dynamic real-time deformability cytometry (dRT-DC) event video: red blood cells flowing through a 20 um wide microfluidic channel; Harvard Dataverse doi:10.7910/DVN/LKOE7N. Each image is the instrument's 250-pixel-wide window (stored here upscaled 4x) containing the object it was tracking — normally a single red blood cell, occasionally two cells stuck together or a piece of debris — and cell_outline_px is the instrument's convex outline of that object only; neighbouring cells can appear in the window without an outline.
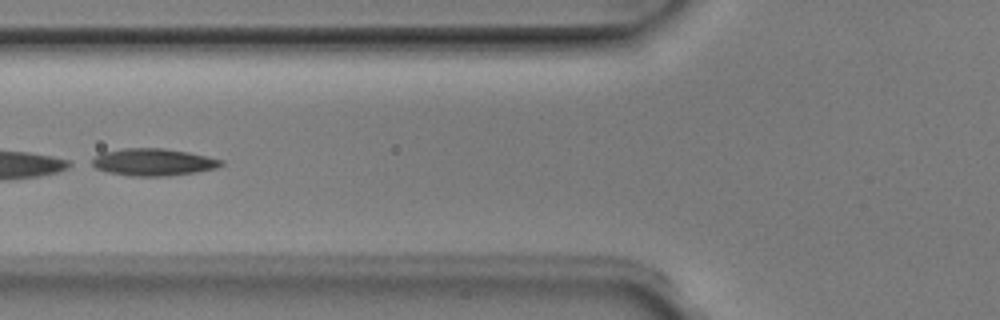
{"species": "Egyptian fruit bat (a non-hibernating species)", "species_latin": "Rousettus aegyptiacus", "temperature_condition": "room temperature", "stored_images_in_passage": 6, "camera_frame_rate_fps": 3000, "um_per_image_px": 0.085, "animal": {"sex": "male"}, "frame": {"image": 1, "passage_image": 5, "time_ms": 1.333, "image_size_px": [1000, 320], "cell_outline_px": [[224, 164], [216, 168], [196, 172], [168, 176], [128, 176], [108, 172], [96, 168], [88, 164], [100, 152], [124, 148], [164, 148], [188, 152], [208, 156], [224, 160]], "centroid_in_image_um": [13.01, 13.78], "position_along_channel_um": 112.8, "area_um2": 20.69}}
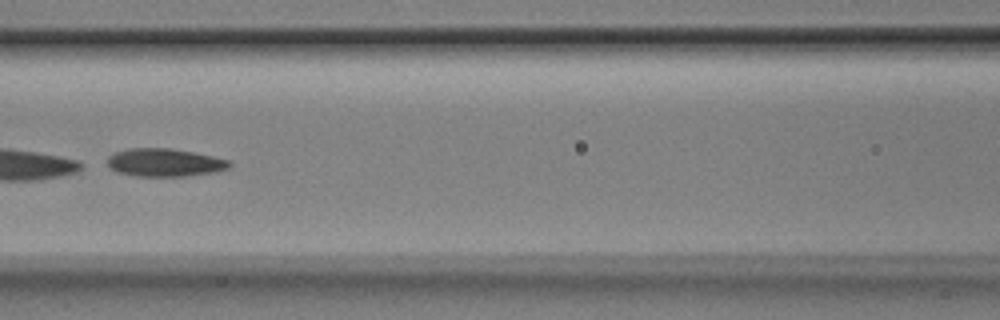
{"frame": {"image": 2, "passage_image": 6, "time_ms": 1.667, "image_size_px": [1000, 320], "cell_outline_px": [[232, 164], [228, 168], [216, 172], [184, 176], [136, 176], [116, 172], [108, 168], [108, 156], [116, 152], [128, 148], [172, 148], [232, 160]], "centroid_in_image_um": [13.99, 13.81], "position_along_channel_um": 152.6, "area_um2": 20.06}}